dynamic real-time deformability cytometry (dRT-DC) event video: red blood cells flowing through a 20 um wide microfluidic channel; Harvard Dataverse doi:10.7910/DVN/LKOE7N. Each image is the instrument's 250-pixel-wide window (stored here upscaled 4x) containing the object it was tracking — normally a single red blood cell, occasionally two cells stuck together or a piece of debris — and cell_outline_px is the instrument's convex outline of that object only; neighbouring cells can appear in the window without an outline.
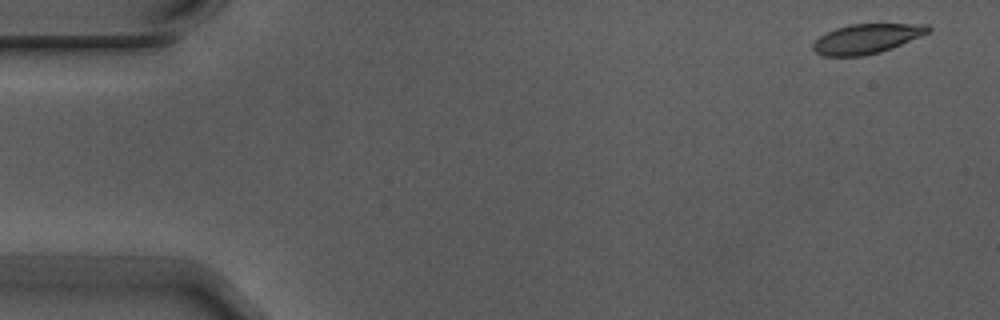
{"species": "Egyptian fruit bat (a non-hibernating species)", "species_latin": "Rousettus aegyptiacus", "temperature_condition": "warm", "stored_images_in_passage": 4, "camera_frame_rate_fps": 3000, "um_per_image_px": 0.085, "animal": {"sex": "male"}, "frame": {"image": 1, "passage_image": 1, "time_ms": 0.0, "image_size_px": [1000, 320], "cell_outline_px": [[932, 28], [928, 32], [920, 36], [892, 48], [880, 52], [864, 56], [824, 56], [816, 52], [812, 48], [812, 44], [820, 36], [836, 28], [848, 24], [928, 24]], "centroid_in_image_um": [73.66, 3.29], "position_along_channel_um": 11.3, "area_um2": 19.77}}
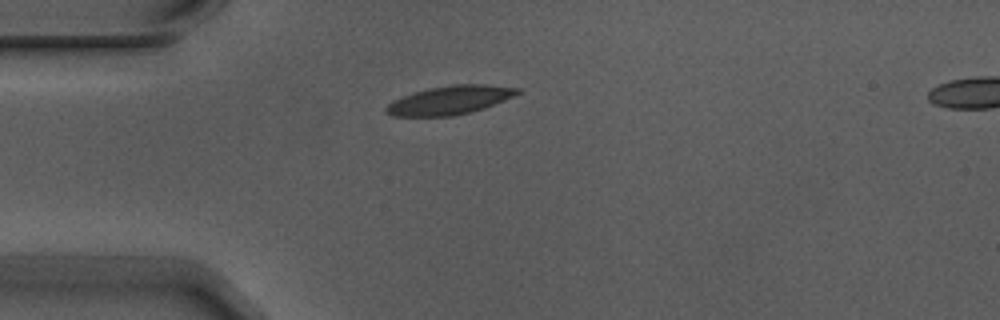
{"frame": {"image": 2, "passage_image": 4, "time_ms": 1.0, "image_size_px": [1000, 320], "cell_outline_px": [[520, 92], [504, 100], [484, 108], [452, 116], [392, 116], [384, 112], [384, 108], [392, 100], [428, 88], [452, 84], [488, 84], [520, 88]], "centroid_in_image_um": [38.21, 8.5], "position_along_channel_um": 46.8, "area_um2": 21.79}}